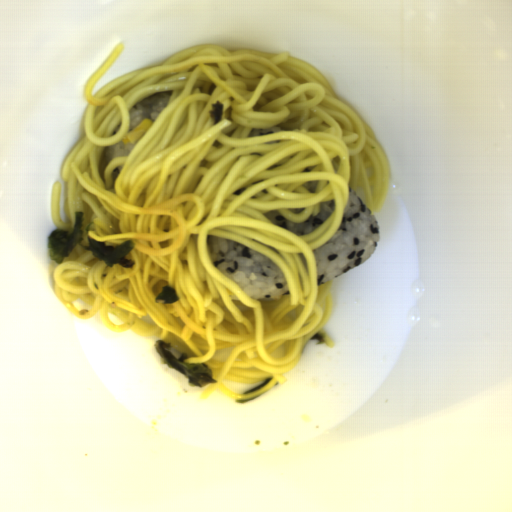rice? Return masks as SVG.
Wrapping results in <instances>:
<instances>
[{"instance_id":"obj_1","label":"rice","mask_w":512,"mask_h":512,"mask_svg":"<svg viewBox=\"0 0 512 512\" xmlns=\"http://www.w3.org/2000/svg\"><path fill=\"white\" fill-rule=\"evenodd\" d=\"M380 235L375 214L350 186L338 229L328 241L312 251L316 262L317 286L340 277L371 259Z\"/></svg>"},{"instance_id":"obj_2","label":"rice","mask_w":512,"mask_h":512,"mask_svg":"<svg viewBox=\"0 0 512 512\" xmlns=\"http://www.w3.org/2000/svg\"><path fill=\"white\" fill-rule=\"evenodd\" d=\"M207 244L216 268L247 297L269 301L283 300L290 294L283 272L261 252L211 234Z\"/></svg>"},{"instance_id":"obj_3","label":"rice","mask_w":512,"mask_h":512,"mask_svg":"<svg viewBox=\"0 0 512 512\" xmlns=\"http://www.w3.org/2000/svg\"><path fill=\"white\" fill-rule=\"evenodd\" d=\"M335 201H322L317 214H310L303 222H293L285 218L279 211H266L264 217L276 226H280L293 234L305 235L323 225L333 214Z\"/></svg>"},{"instance_id":"obj_4","label":"rice","mask_w":512,"mask_h":512,"mask_svg":"<svg viewBox=\"0 0 512 512\" xmlns=\"http://www.w3.org/2000/svg\"><path fill=\"white\" fill-rule=\"evenodd\" d=\"M171 96V92H160L146 97L135 104L129 110L130 121L128 134L139 126L145 119H150L154 122L168 104Z\"/></svg>"},{"instance_id":"obj_5","label":"rice","mask_w":512,"mask_h":512,"mask_svg":"<svg viewBox=\"0 0 512 512\" xmlns=\"http://www.w3.org/2000/svg\"><path fill=\"white\" fill-rule=\"evenodd\" d=\"M137 141L138 139L133 143L124 144L122 140L112 146L106 147L103 152V163L107 165L114 158L127 157L132 152Z\"/></svg>"}]
</instances>
